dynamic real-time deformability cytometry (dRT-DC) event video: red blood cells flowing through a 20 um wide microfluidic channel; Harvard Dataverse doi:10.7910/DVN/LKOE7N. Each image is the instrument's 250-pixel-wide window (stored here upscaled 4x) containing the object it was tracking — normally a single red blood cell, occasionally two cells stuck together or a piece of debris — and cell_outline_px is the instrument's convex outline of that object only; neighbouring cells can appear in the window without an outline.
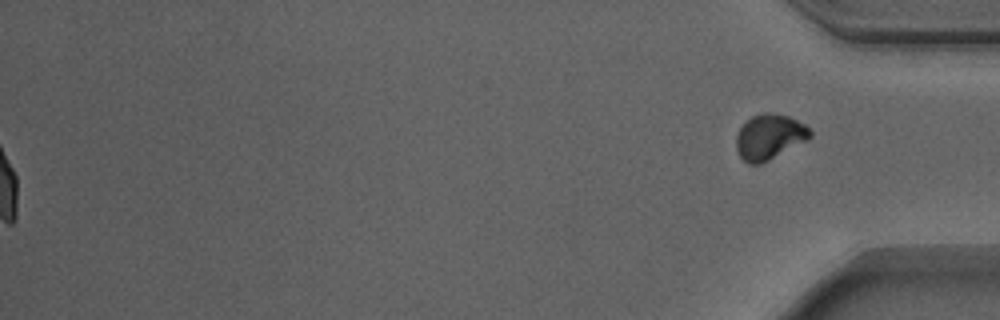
{"species": "Egyptian fruit bat (a non-hibernating species)", "species_latin": "Rousettus aegyptiacus", "temperature_condition": "warm", "stored_images_in_passage": 52, "segment_of_instrument_passage": [2, 2], "camera_frame_rate_fps": 3000, "um_per_image_px": 0.085, "animal": {"sex": "male"}, "frame": {"image": 1, "passage_image": 52, "time_ms": 17.0, "image_size_px": [1000, 320], "cell_outline_px": [[812, 136], [808, 140], [760, 164], [748, 164], [740, 156], [736, 148], [736, 136], [740, 128], [752, 116], [764, 112], [772, 112], [788, 116], [804, 124], [812, 132]], "centroid_in_image_um": [65.4, 11.63], "position_along_channel_um": 369.8, "area_um2": 19.36}}